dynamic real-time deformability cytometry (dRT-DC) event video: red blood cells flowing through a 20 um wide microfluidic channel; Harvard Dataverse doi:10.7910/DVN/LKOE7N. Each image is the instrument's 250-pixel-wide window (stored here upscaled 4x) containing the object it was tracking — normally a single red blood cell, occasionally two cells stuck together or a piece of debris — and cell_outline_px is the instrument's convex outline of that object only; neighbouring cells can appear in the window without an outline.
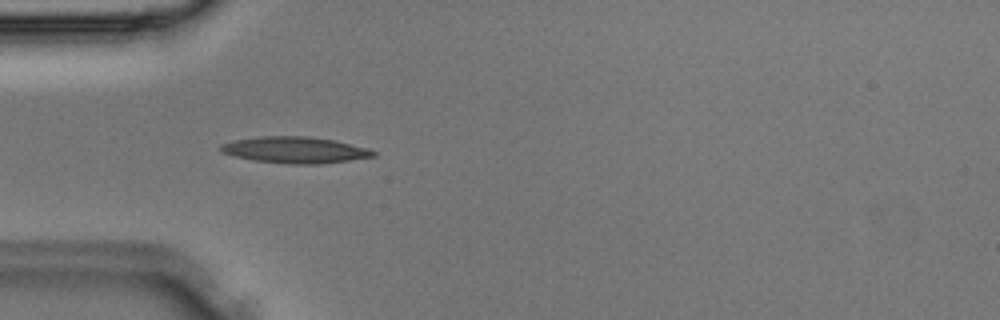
{"species": "Egyptian fruit bat (a non-hibernating species)", "species_latin": "Rousettus aegyptiacus", "temperature_condition": "room temperature", "stored_images_in_passage": 35, "camera_frame_rate_fps": 3000, "um_per_image_px": 0.085, "animal": {"sex": "male"}, "frame": {"image": 1, "passage_image": 10, "time_ms": 3.0, "image_size_px": [1000, 320], "cell_outline_px": [[376, 156], [320, 164], [288, 164], [256, 160], [236, 156], [224, 152], [220, 148], [220, 144], [232, 140], [260, 136], [308, 136], [336, 140], [368, 148], [376, 152]], "centroid_in_image_um": [25.11, 12.73], "position_along_channel_um": 59.9, "area_um2": 23.35}}
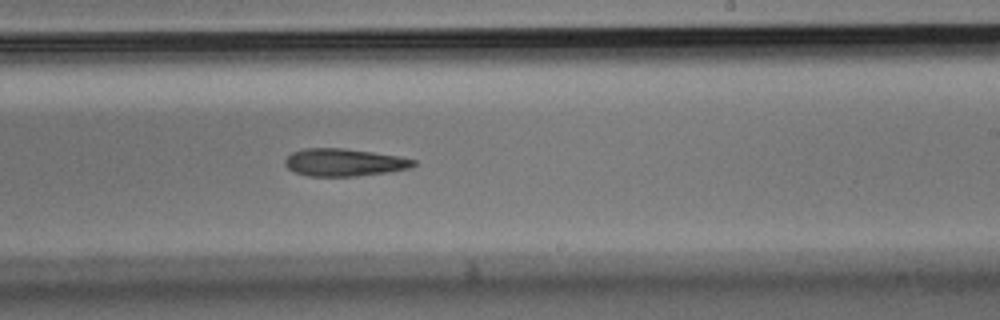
{"frame": {"image": 2, "passage_image": 21, "time_ms": 6.667, "image_size_px": [1000, 320], "cell_outline_px": [[416, 164], [412, 168], [388, 172], [356, 176], [308, 176], [296, 172], [288, 168], [284, 164], [284, 160], [292, 152], [304, 148], [344, 148], [372, 152], [396, 156], [416, 160]], "centroid_in_image_um": [29.24, 13.8], "position_along_channel_um": 259.8, "area_um2": 20.58}}
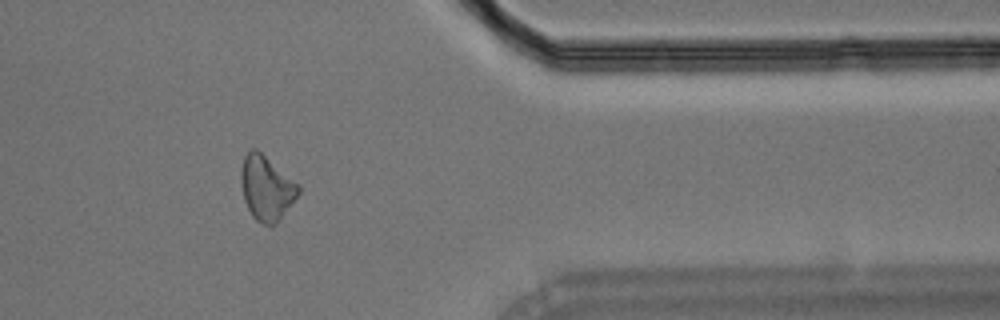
{"frame": {"image": 3, "passage_image": 29, "time_ms": 9.333, "image_size_px": [1000, 320], "cell_outline_px": [[300, 192], [276, 224], [264, 224], [256, 220], [252, 216], [244, 200], [240, 180], [240, 172], [244, 156], [252, 148], [256, 148], [300, 184]], "centroid_in_image_um": [22.64, 15.96], "position_along_channel_um": 388.8, "area_um2": 21.56}}